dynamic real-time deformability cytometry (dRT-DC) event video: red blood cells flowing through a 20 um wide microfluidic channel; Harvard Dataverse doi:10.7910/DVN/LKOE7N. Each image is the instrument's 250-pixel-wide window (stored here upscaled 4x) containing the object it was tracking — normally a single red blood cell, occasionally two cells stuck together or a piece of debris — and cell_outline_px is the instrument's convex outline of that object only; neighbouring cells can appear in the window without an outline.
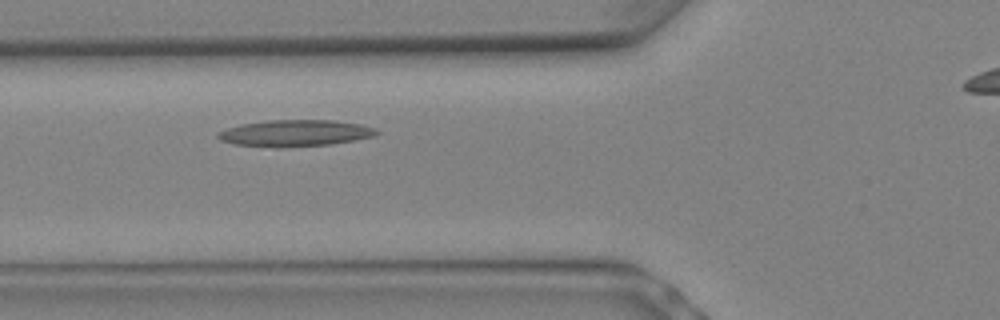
{"species": "Egyptian fruit bat (a non-hibernating species)", "species_latin": "Rousettus aegyptiacus", "temperature_condition": "warm", "stored_images_in_passage": 7, "camera_frame_rate_fps": 3000, "um_per_image_px": 0.085, "animal": {"sex": "female"}, "frame": {"image": 1, "passage_image": 6, "time_ms": 1.667, "image_size_px": [1000, 320], "cell_outline_px": [[380, 132], [372, 136], [352, 140], [328, 144], [280, 148], [276, 148], [236, 144], [220, 140], [216, 136], [216, 132], [240, 124], [268, 120], [332, 120], [360, 124], [376, 128]], "centroid_in_image_um": [25.03, 11.31], "position_along_channel_um": 100.8, "area_um2": 24.45}}